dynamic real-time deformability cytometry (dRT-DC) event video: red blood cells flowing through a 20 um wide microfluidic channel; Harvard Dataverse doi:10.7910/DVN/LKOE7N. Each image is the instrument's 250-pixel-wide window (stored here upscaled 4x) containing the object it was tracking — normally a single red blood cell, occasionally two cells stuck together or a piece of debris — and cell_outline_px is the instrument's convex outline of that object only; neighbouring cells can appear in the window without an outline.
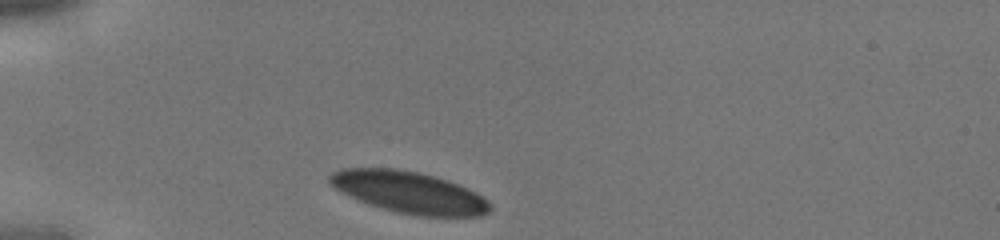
{"species": "human", "species_latin": "Homo sapiens", "temperature_condition": "cold", "stored_images_in_passage": 24, "camera_frame_rate_fps": 3000, "um_per_image_px": 0.085, "donor": {"sex": "male"}, "frame": {"image": 1, "passage_image": 1, "time_ms": 0.0, "image_size_px": [1000, 240], "cell_outline_px": [[492, 208], [484, 216], [416, 216], [396, 212], [368, 204], [340, 192], [328, 180], [328, 176], [332, 172], [340, 168], [396, 168], [436, 176], [448, 180], [468, 188], [476, 192], [488, 200], [492, 204]], "centroid_in_image_um": [34.8, 16.35], "position_along_channel_um": 50.2, "area_um2": 39.19}}
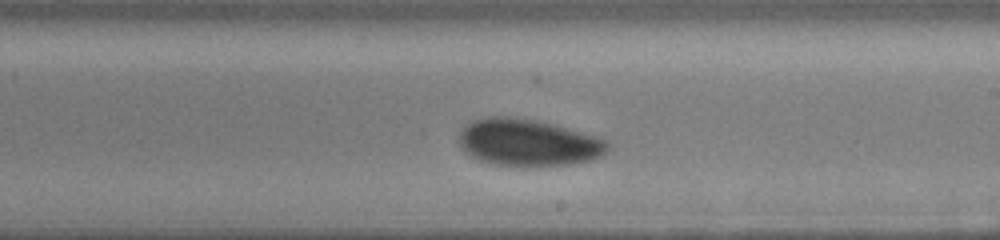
{"frame": {"image": 2, "passage_image": 14, "time_ms": 4.333, "image_size_px": [1000, 240], "cell_outline_px": [[608, 148], [600, 156], [592, 160], [572, 164], [524, 168], [492, 164], [480, 160], [464, 152], [460, 144], [460, 128], [464, 124], [472, 120], [488, 116], [516, 116], [556, 124], [596, 136], [608, 140]], "centroid_in_image_um": [44.87, 12.12], "position_along_channel_um": 244.1, "area_um2": 41.62}}
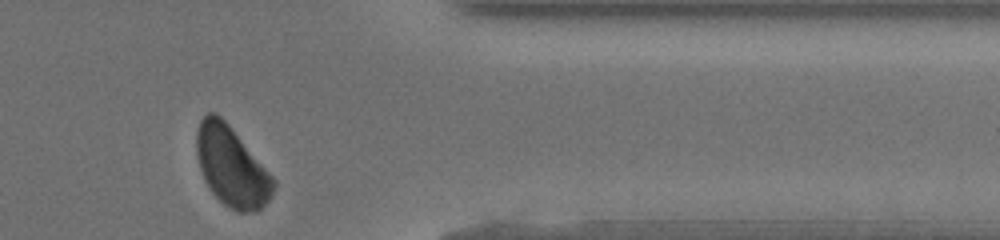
{"frame": {"image": 3, "passage_image": 24, "time_ms": 7.667, "image_size_px": [1000, 240], "cell_outline_px": [[276, 184], [268, 200], [256, 212], [236, 212], [228, 208], [212, 192], [200, 168], [196, 152], [196, 132], [200, 120], [208, 112], [216, 112], [228, 124], [276, 180]], "centroid_in_image_um": [19.68, 14.15], "position_along_channel_um": 391.7, "area_um2": 35.32}}